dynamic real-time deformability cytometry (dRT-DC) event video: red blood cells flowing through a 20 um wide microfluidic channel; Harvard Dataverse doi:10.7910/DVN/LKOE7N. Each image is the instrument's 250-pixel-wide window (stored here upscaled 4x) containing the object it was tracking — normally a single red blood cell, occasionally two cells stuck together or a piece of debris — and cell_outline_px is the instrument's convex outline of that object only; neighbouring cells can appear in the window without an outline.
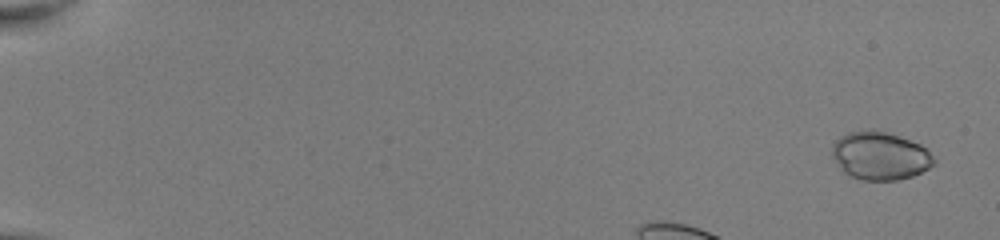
{"species": "common noctule bat (a hibernating species)", "species_latin": "Nyctalus noctula", "temperature_condition": "room temperature", "stored_images_in_passage": 45, "camera_frame_rate_fps": 3000, "um_per_image_px": 0.085, "animal": {"sex": "female", "body_mass_g": 22.0, "forearm_length_mm": 56.7}, "frame": {"image": 1, "passage_image": 1, "time_ms": 0.0, "image_size_px": [1000, 240], "cell_outline_px": [[936, 160], [928, 168], [912, 176], [896, 180], [860, 180], [844, 172], [840, 168], [832, 156], [832, 144], [840, 136], [848, 132], [872, 128], [920, 144]], "centroid_in_image_um": [74.75, 13.24], "position_along_channel_um": 10.2, "area_um2": 28.26}}
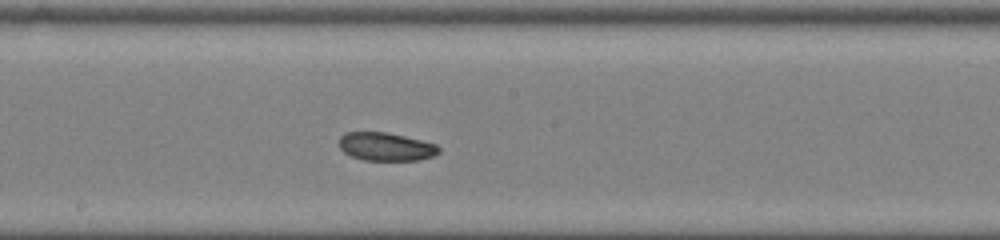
{"frame": {"image": 2, "passage_image": 23, "time_ms": 7.333, "image_size_px": [1000, 240], "cell_outline_px": [[440, 152], [432, 156], [416, 160], [364, 160], [352, 156], [344, 152], [340, 148], [340, 136], [348, 132], [388, 132], [436, 144], [440, 148]], "centroid_in_image_um": [32.8, 12.46], "position_along_channel_um": 215.4, "area_um2": 16.24}}
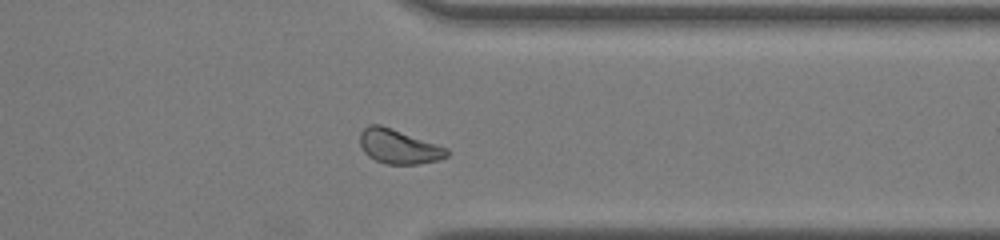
{"frame": {"image": 3, "passage_image": 35, "time_ms": 11.333, "image_size_px": [1000, 240], "cell_outline_px": [[448, 156], [436, 160], [416, 164], [384, 164], [368, 156], [364, 152], [360, 144], [360, 132], [364, 128], [372, 124], [380, 124], [392, 128], [448, 148]], "centroid_in_image_um": [33.86, 12.45], "position_along_channel_um": 377.5, "area_um2": 17.28}}